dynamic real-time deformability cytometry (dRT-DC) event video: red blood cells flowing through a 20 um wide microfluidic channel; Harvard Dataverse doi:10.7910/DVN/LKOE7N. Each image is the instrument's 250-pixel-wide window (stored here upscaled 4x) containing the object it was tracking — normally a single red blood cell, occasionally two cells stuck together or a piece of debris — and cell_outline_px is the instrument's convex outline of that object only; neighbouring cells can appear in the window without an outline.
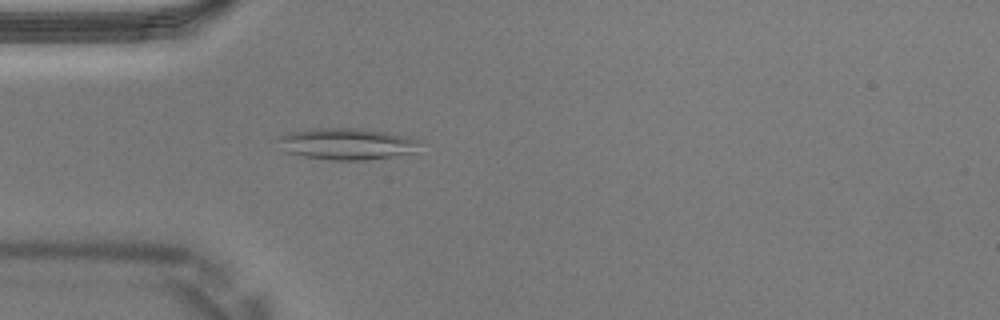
{"species": "Egyptian fruit bat (a non-hibernating species)", "species_latin": "Rousettus aegyptiacus", "temperature_condition": "warm", "stored_images_in_passage": 38, "camera_frame_rate_fps": 3000, "um_per_image_px": 0.085, "animal": {"sex": "male"}, "frame": {"image": 1, "passage_image": 10, "time_ms": 3.0, "image_size_px": [1000, 320], "cell_outline_px": [[420, 140], [412, 152], [392, 156], [364, 160], [332, 160], [304, 156], [288, 152], [276, 136], [288, 132], [308, 128], [360, 128], [412, 136]], "centroid_in_image_um": [29.47, 12.2], "position_along_channel_um": 55.5, "area_um2": 25.84}}
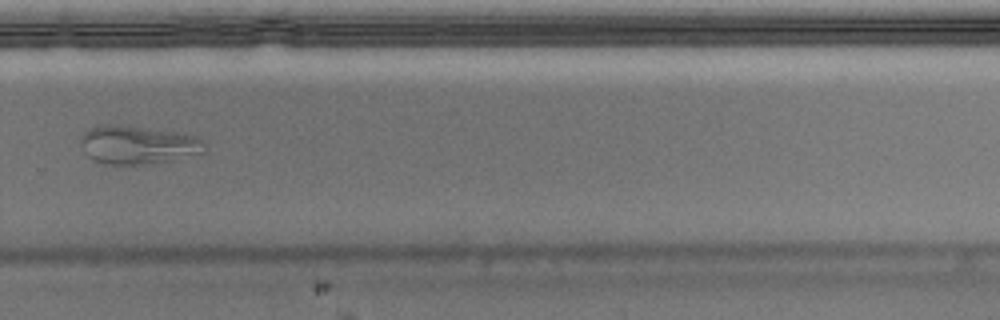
{"frame": {"image": 2, "passage_image": 26, "time_ms": 8.333, "image_size_px": [1000, 320], "cell_outline_px": [[204, 140], [200, 152], [164, 160], [144, 164], [108, 164], [96, 160], [88, 156], [80, 140], [80, 136], [84, 132], [100, 124], [120, 124], [172, 132], [196, 136]], "centroid_in_image_um": [11.61, 12.28], "position_along_channel_um": 318.2, "area_um2": 26.7}}
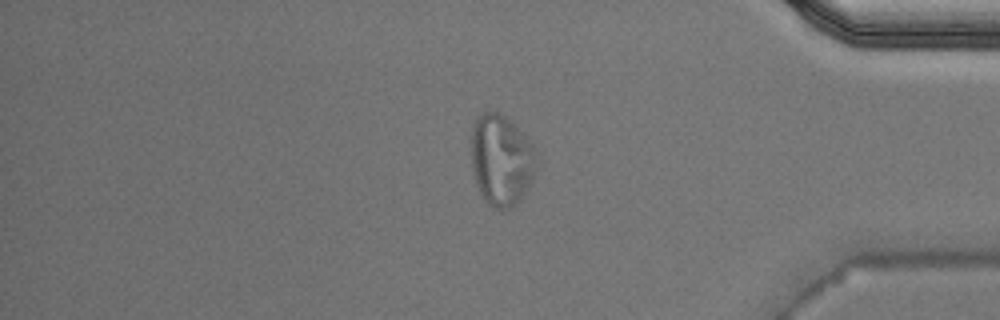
{"frame": {"image": 3, "passage_image": 32, "time_ms": 10.333, "image_size_px": [1000, 320], "cell_outline_px": [[540, 168], [532, 184], [520, 200], [516, 204], [508, 208], [496, 208], [488, 204], [480, 196], [472, 172], [472, 120], [476, 116], [484, 112], [500, 112], [512, 120], [532, 144], [540, 160]], "centroid_in_image_um": [42.66, 13.6], "position_along_channel_um": 392.5, "area_um2": 35.84}}